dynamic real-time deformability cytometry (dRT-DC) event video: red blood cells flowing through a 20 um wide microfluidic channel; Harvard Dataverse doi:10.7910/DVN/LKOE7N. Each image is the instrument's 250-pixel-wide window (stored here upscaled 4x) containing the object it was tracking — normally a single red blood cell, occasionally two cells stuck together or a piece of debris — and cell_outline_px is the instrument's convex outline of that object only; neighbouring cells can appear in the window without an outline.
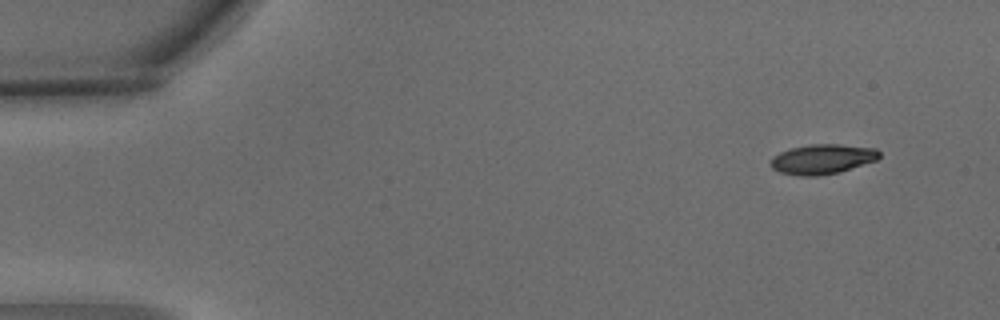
{"species": "common noctule bat (a hibernating species)", "species_latin": "Nyctalus noctula", "temperature_condition": "warm", "stored_images_in_passage": 3, "camera_frame_rate_fps": 3000, "um_per_image_px": 0.085, "animal": {"sex": "male", "body_mass_g": 15.6}, "frame": {"image": 1, "passage_image": 1, "time_ms": 0.0, "image_size_px": [1000, 320], "cell_outline_px": [[880, 156], [876, 160], [840, 172], [816, 176], [800, 176], [780, 172], [772, 168], [768, 164], [772, 156], [780, 152], [792, 148], [812, 144], [840, 144], [876, 148], [880, 152]], "centroid_in_image_um": [69.88, 13.52], "position_along_channel_um": 15.1, "area_um2": 18.96}}
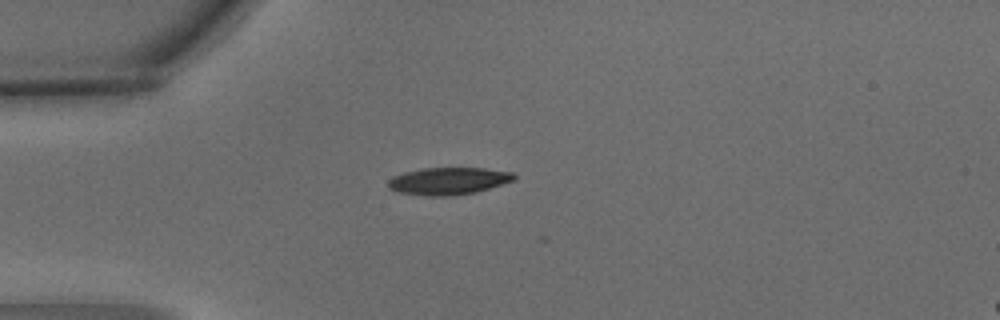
{"frame": {"image": 2, "passage_image": 3, "time_ms": 0.667, "image_size_px": [1000, 320], "cell_outline_px": [[516, 180], [476, 192], [448, 196], [424, 196], [400, 192], [388, 188], [388, 180], [392, 176], [404, 172], [424, 168], [484, 168], [512, 172], [516, 176]], "centroid_in_image_um": [38.12, 15.38], "position_along_channel_um": 46.9, "area_um2": 20.06}}